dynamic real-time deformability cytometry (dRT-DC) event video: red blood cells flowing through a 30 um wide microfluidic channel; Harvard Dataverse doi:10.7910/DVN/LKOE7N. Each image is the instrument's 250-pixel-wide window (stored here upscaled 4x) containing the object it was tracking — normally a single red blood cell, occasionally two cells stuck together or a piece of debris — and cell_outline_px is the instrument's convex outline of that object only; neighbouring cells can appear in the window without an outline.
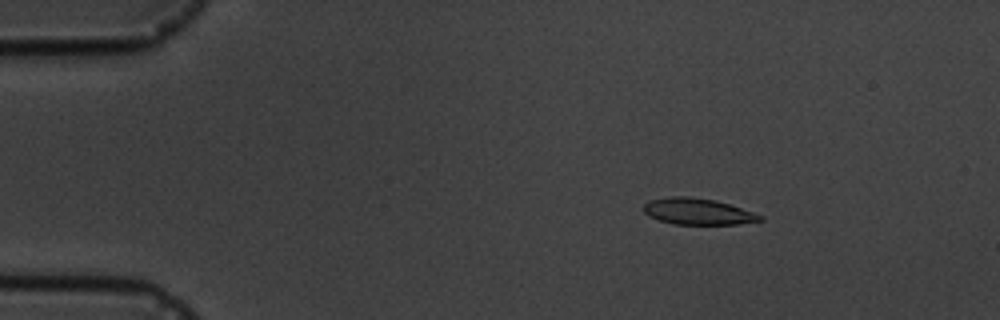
{"species": "common noctule bat (a hibernating species)", "species_latin": "Nyctalus noctula", "temperature_condition": "cold", "stored_images_in_passage": 5, "camera_frame_rate_fps": 3000, "um_per_image_px": 0.085, "animal": {"sex": "male", "body_mass_g": 19.5, "forearm_length_mm": 54.6}, "frame": {"image": 1, "passage_image": 3, "time_ms": 2.333, "image_size_px": [1000, 320], "cell_outline_px": [[764, 220], [736, 224], [672, 224], [648, 216], [640, 208], [644, 204], [652, 200], [672, 196], [688, 196], [716, 200], [764, 216]], "centroid_in_image_um": [59.28, 17.98], "position_along_channel_um": 25.7, "area_um2": 17.8}}